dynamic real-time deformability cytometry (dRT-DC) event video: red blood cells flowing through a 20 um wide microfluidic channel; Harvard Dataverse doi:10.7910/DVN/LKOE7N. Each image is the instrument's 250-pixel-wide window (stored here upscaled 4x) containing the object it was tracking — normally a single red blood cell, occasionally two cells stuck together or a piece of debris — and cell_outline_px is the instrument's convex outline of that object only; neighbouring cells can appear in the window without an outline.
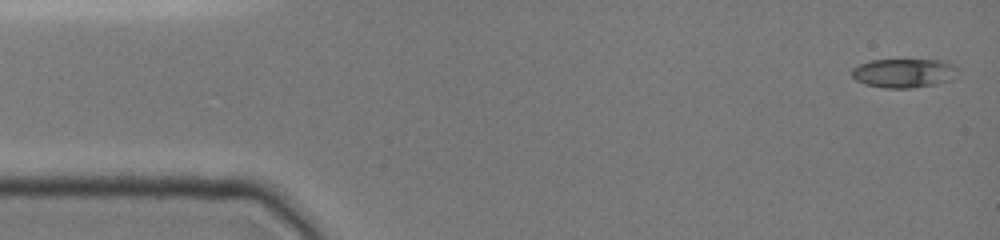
{"species": "common noctule bat (a hibernating species)", "species_latin": "Nyctalus noctula", "temperature_condition": "cold", "stored_images_in_passage": 48, "camera_frame_rate_fps": 3000, "um_per_image_px": 0.085, "animal": {"sex": "female", "body_mass_g": 19.0, "forearm_length_mm": 51.5}, "frame": {"image": 1, "passage_image": 1, "time_ms": 0.0, "image_size_px": [1000, 240], "cell_outline_px": [[960, 72], [948, 80], [936, 84], [912, 88], [884, 88], [864, 84], [856, 80], [852, 76], [852, 68], [860, 64], [872, 60], [944, 60], [952, 64]], "centroid_in_image_um": [76.82, 6.21], "position_along_channel_um": 8.2, "area_um2": 17.92}}
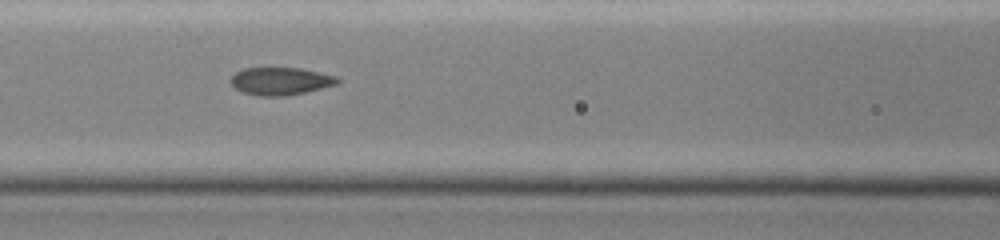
{"frame": {"image": 2, "passage_image": 20, "time_ms": 6.333, "image_size_px": [1000, 240], "cell_outline_px": [[340, 80], [336, 84], [288, 96], [256, 96], [244, 92], [236, 88], [228, 80], [236, 72], [244, 68], [300, 68], [336, 76]], "centroid_in_image_um": [23.81, 6.9], "position_along_channel_um": 142.8, "area_um2": 17.05}}
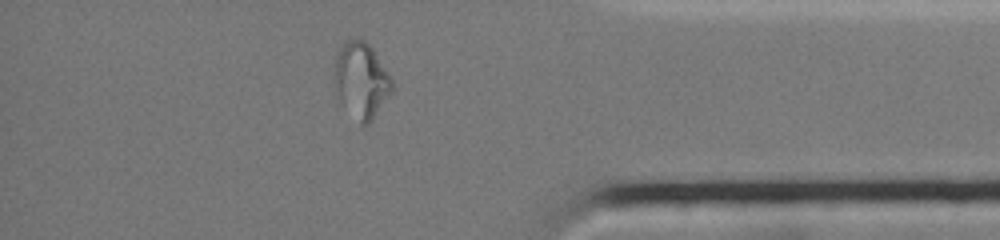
{"frame": {"image": 3, "passage_image": 41, "time_ms": 13.333, "image_size_px": [1000, 240], "cell_outline_px": [[392, 92], [372, 120], [368, 124], [360, 124], [336, 96], [336, 52], [348, 40], [364, 40], [372, 48], [388, 72], [392, 80]], "centroid_in_image_um": [30.73, 6.84], "position_along_channel_um": 404.5, "area_um2": 24.8}, "authors_computed_cell_mechanics": {"area_um2": 17.7446, "velocity_mm_per_s": 3.9231, "shape_relaxation_time_tau1_ms": null, "shape_relaxation_time_tau2_ms": 0.9747, "deformation_change_tau1": null, "deformation_change_tau2": 0.0532}}